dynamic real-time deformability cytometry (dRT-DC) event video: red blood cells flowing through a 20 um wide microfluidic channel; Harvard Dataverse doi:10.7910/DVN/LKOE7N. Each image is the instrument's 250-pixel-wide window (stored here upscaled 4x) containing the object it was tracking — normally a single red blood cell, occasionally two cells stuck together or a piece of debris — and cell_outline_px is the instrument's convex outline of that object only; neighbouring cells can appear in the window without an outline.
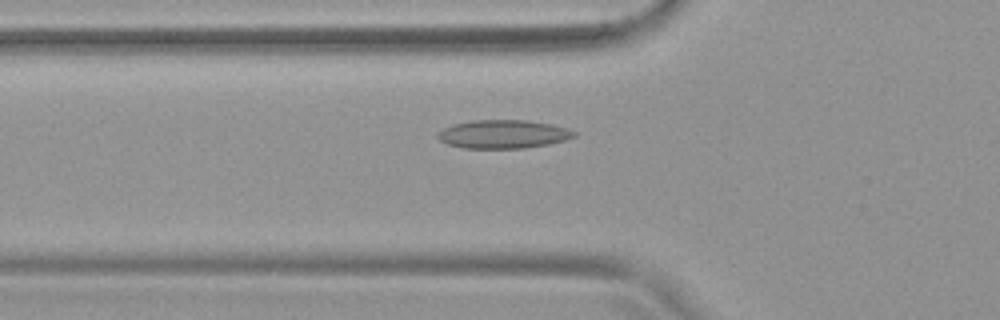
{"species": "common noctule bat (a hibernating species)", "species_latin": "Nyctalus noctula", "temperature_condition": "warm", "stored_images_in_passage": 54, "camera_frame_rate_fps": 3000, "um_per_image_px": 0.085, "animal": {"sex": "female", "body_mass_g": 19.9}, "frame": {"image": 1, "passage_image": 19, "time_ms": 6.0, "image_size_px": [1000, 320], "cell_outline_px": [[576, 136], [564, 140], [548, 144], [524, 148], [460, 148], [448, 144], [440, 140], [436, 136], [436, 132], [452, 124], [472, 120], [528, 120], [552, 124], [568, 128], [576, 132]], "centroid_in_image_um": [42.75, 11.4], "position_along_channel_um": 83.0, "area_um2": 22.77}}
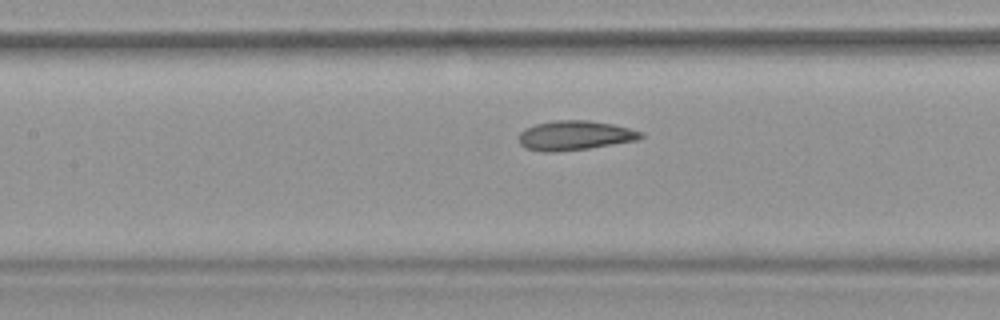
{"frame": {"image": 2, "passage_image": 25, "time_ms": 8.0, "image_size_px": [1000, 320], "cell_outline_px": [[644, 136], [640, 140], [588, 148], [556, 152], [544, 152], [524, 148], [520, 144], [516, 136], [524, 128], [536, 124], [556, 120], [588, 120], [612, 124], [644, 132]], "centroid_in_image_um": [48.83, 11.52], "position_along_channel_um": 158.6, "area_um2": 21.21}}
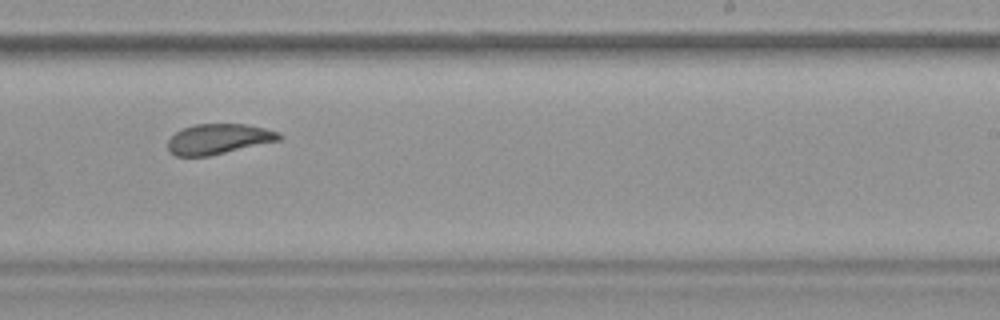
{"frame": {"image": 3, "passage_image": 34, "time_ms": 11.0, "image_size_px": [1000, 320], "cell_outline_px": [[284, 136], [280, 140], [212, 156], [176, 156], [168, 152], [168, 140], [176, 132], [184, 128], [196, 124], [248, 124], [280, 132]], "centroid_in_image_um": [18.6, 11.82], "position_along_channel_um": 270.4, "area_um2": 19.83}, "authors_computed_cell_mechanics": {"area_um2": 22.1952, "velocity_mm_per_s": 3.7579, "shape_relaxation_time_tau1_ms": null, "shape_relaxation_time_tau2_ms": 2.0058, "deformation_change_tau1": null, "deformation_change_tau2": 0.0751}}